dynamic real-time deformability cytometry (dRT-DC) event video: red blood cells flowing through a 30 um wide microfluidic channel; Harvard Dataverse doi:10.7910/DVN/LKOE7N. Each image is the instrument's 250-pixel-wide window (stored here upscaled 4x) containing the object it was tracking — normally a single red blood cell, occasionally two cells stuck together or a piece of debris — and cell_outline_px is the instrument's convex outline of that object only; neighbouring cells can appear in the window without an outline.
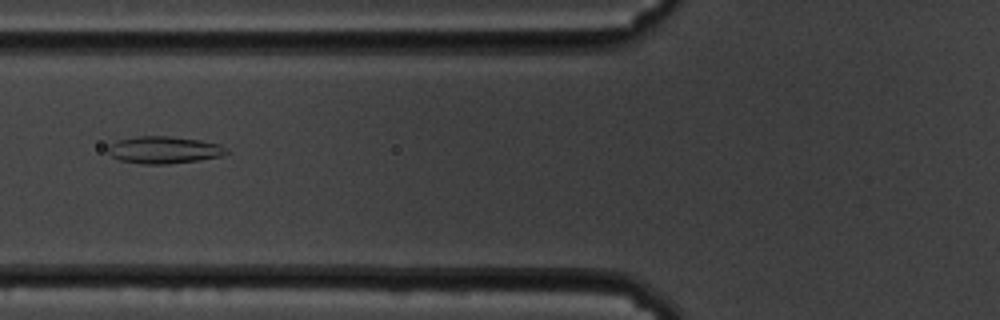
{"species": "common noctule bat (a hibernating species)", "species_latin": "Nyctalus noctula", "temperature_condition": "cold", "stored_images_in_passage": 39, "camera_frame_rate_fps": 3000, "um_per_image_px": 0.085, "animal": {"sex": "male", "body_mass_g": 19.5, "forearm_length_mm": 54.6}, "frame": {"image": 1, "passage_image": 4, "time_ms": 1.0, "image_size_px": [1000, 320], "cell_outline_px": [[228, 152], [224, 156], [168, 164], [144, 164], [120, 160], [112, 156], [108, 152], [108, 148], [116, 140], [136, 136], [168, 136], [200, 140], [220, 144]], "centroid_in_image_um": [13.94, 12.74], "position_along_channel_um": 111.9, "area_um2": 18.61}}
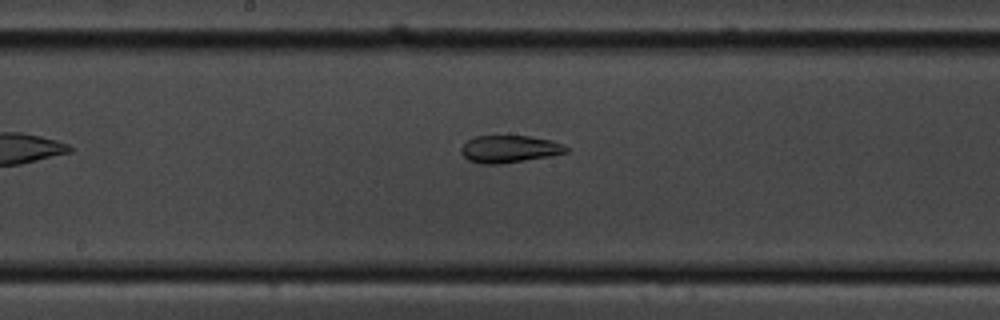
{"frame": {"image": 2, "passage_image": 12, "time_ms": 3.667, "image_size_px": [1000, 320], "cell_outline_px": [[568, 152], [548, 156], [500, 164], [480, 164], [468, 160], [460, 152], [460, 148], [468, 140], [476, 136], [528, 136], [552, 140], [568, 148]], "centroid_in_image_um": [43.26, 12.67], "position_along_channel_um": 204.9, "area_um2": 16.53}}
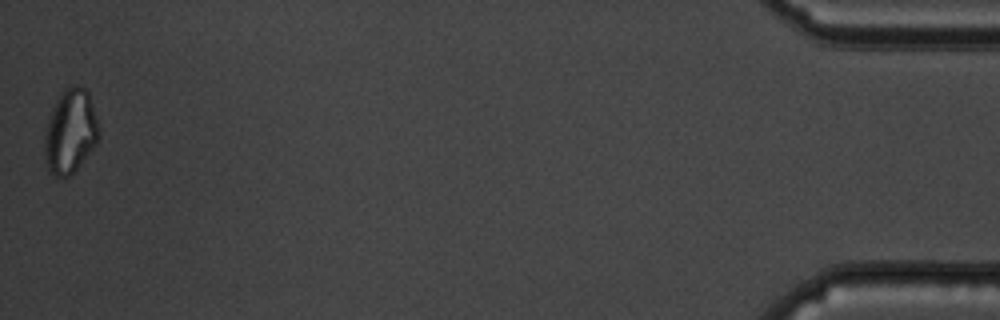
{"frame": {"image": 3, "passage_image": 39, "time_ms": 12.667, "image_size_px": [1000, 320], "cell_outline_px": [[100, 136], [96, 144], [76, 168], [68, 176], [56, 176], [48, 172], [44, 152], [44, 136], [48, 116], [60, 92], [64, 88], [76, 84], [84, 88], [88, 92], [100, 128]], "centroid_in_image_um": [5.96, 11.14], "position_along_channel_um": 429.2, "area_um2": 26.7}}